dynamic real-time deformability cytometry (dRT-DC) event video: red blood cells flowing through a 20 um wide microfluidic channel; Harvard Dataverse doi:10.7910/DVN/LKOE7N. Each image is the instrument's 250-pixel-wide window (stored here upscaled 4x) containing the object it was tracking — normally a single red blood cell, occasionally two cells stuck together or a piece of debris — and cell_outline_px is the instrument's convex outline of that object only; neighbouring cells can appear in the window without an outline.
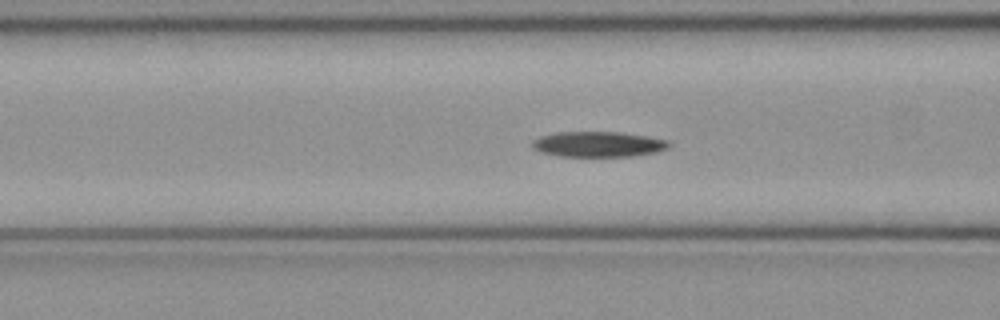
{"species": "common noctule bat (a hibernating species)", "species_latin": "Nyctalus noctula", "temperature_condition": "cold", "stored_images_in_passage": 46, "camera_frame_rate_fps": 3000, "um_per_image_px": 0.085, "animal": {"sex": "female", "body_mass_g": 21.9}, "frame": {"image": 1, "passage_image": 15, "time_ms": 4.667, "image_size_px": [1000, 320], "cell_outline_px": [[672, 144], [668, 148], [656, 152], [632, 156], [560, 156], [540, 152], [532, 148], [528, 144], [532, 140], [540, 136], [556, 132], [620, 132], [648, 136], [668, 140]], "centroid_in_image_um": [50.82, 12.25], "position_along_channel_um": 115.8, "area_um2": 20.46}}
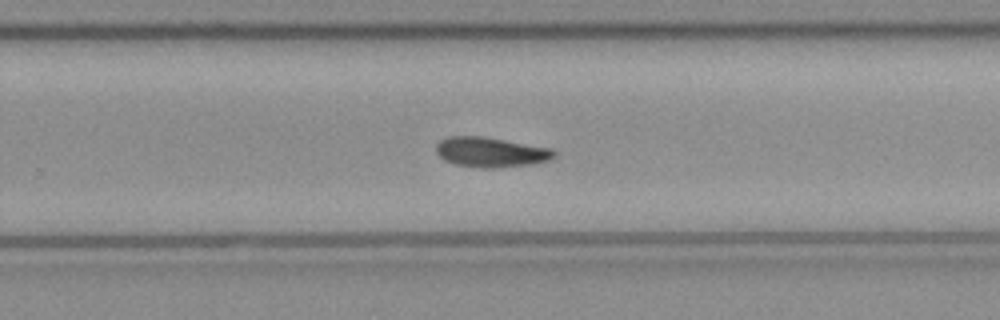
{"frame": {"image": 2, "passage_image": 28, "time_ms": 9.0, "image_size_px": [1000, 320], "cell_outline_px": [[556, 156], [548, 160], [532, 164], [496, 168], [480, 168], [456, 164], [444, 160], [436, 152], [436, 144], [440, 140], [448, 136], [484, 136], [552, 148], [556, 152]], "centroid_in_image_um": [41.72, 12.93], "position_along_channel_um": 288.1, "area_um2": 20.75}}
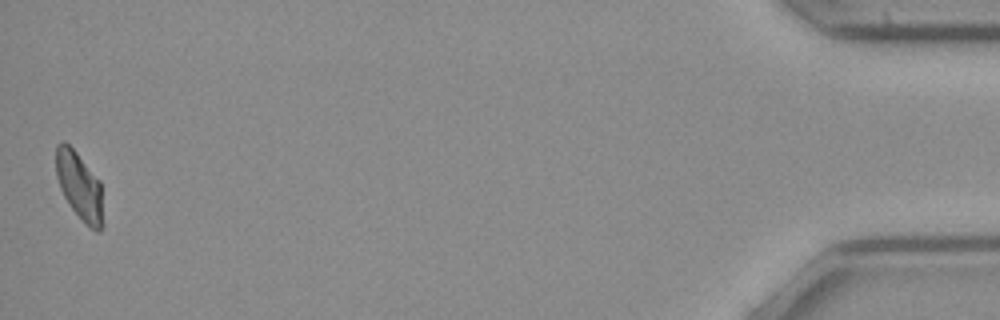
{"frame": {"image": 3, "passage_image": 46, "time_ms": 15.0, "image_size_px": [1000, 320], "cell_outline_px": [[104, 224], [100, 232], [96, 232], [68, 204], [60, 188], [56, 176], [56, 144], [64, 140], [76, 152], [100, 180]], "centroid_in_image_um": [6.76, 15.8], "position_along_channel_um": 428.4, "area_um2": 18.5}, "authors_computed_cell_mechanics": {"area_um2": 20.4034, "velocity_mm_per_s": 3.9761, "shape_relaxation_time_tau1_ms": 5.11, "shape_relaxation_time_tau2_ms": null, "deformation_change_tau1": 0.1363, "deformation_change_tau2": null}}